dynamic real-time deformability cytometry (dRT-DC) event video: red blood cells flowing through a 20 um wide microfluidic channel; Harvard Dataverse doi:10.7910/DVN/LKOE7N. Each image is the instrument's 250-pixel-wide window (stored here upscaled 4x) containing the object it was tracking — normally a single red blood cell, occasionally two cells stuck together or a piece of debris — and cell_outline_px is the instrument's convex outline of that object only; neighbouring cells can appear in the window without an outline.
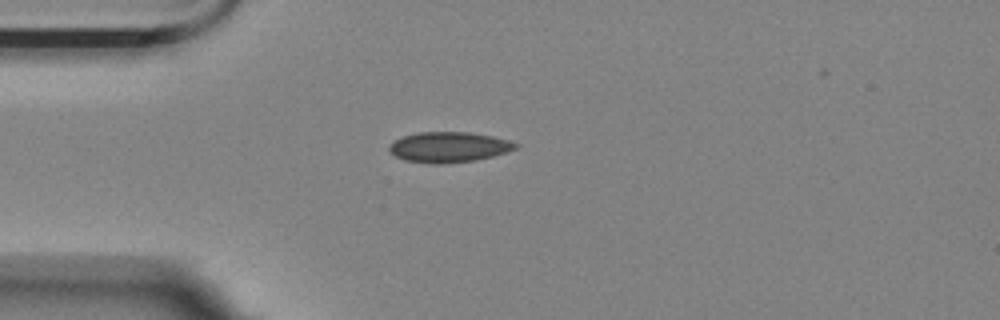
{"species": "Egyptian fruit bat (a non-hibernating species)", "species_latin": "Rousettus aegyptiacus", "temperature_condition": "room temperature", "stored_images_in_passage": 40, "camera_frame_rate_fps": 3000, "um_per_image_px": 0.085, "animal": {"sex": "female"}, "frame": {"image": 1, "passage_image": 1, "time_ms": 0.0, "image_size_px": [1000, 320], "cell_outline_px": [[520, 144], [516, 148], [492, 156], [476, 160], [440, 164], [432, 164], [404, 160], [396, 156], [388, 148], [396, 140], [404, 136], [420, 132], [468, 132], [492, 136], [508, 140]], "centroid_in_image_um": [38.16, 12.5], "position_along_channel_um": 46.8, "area_um2": 22.08}}
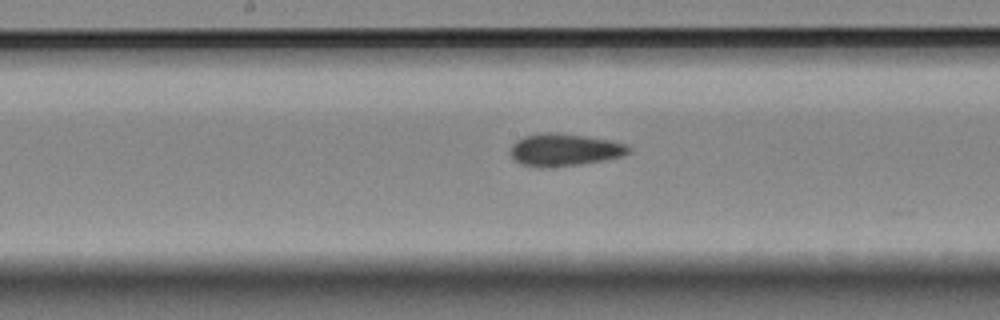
{"frame": {"image": 2, "passage_image": 15, "time_ms": 4.667, "image_size_px": [1000, 320], "cell_outline_px": [[632, 152], [624, 156], [604, 160], [580, 164], [540, 168], [520, 164], [512, 160], [508, 152], [512, 144], [516, 140], [524, 136], [536, 132], [556, 132], [612, 140], [624, 144], [632, 148]], "centroid_in_image_um": [47.93, 12.73], "position_along_channel_um": 200.3, "area_um2": 22.83}}
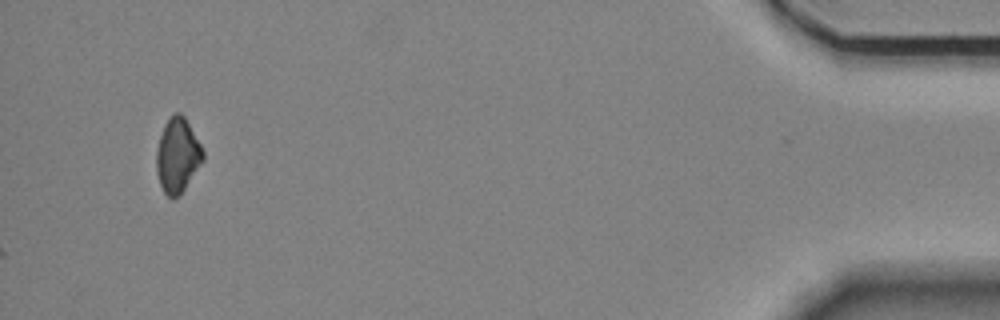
{"frame": {"image": 3, "passage_image": 40, "time_ms": 13.0, "image_size_px": [1000, 320], "cell_outline_px": [[204, 160], [184, 188], [172, 200], [164, 192], [160, 184], [156, 168], [156, 152], [160, 136], [164, 124], [176, 112], [180, 112], [184, 116], [200, 144], [204, 152]], "centroid_in_image_um": [15.08, 13.2], "position_along_channel_um": 420.1, "area_um2": 19.83}, "authors_computed_cell_mechanics": {"area_um2": 21.5016, "velocity_mm_per_s": 3.5378, "shape_relaxation_time_tau1_ms": null, "shape_relaxation_time_tau2_ms": 5.0125, "deformation_change_tau1": null, "deformation_change_tau2": 0.0831}}